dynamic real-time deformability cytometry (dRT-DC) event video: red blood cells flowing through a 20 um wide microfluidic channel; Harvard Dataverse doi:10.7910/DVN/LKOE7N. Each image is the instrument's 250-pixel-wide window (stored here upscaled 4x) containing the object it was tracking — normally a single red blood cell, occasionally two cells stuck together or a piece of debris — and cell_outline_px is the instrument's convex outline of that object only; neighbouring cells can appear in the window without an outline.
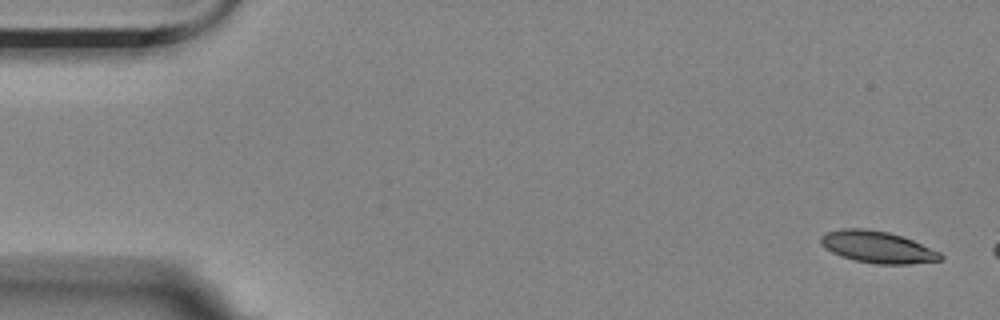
{"species": "Egyptian fruit bat (a non-hibernating species)", "species_latin": "Rousettus aegyptiacus", "temperature_condition": "room temperature", "stored_images_in_passage": 3, "camera_frame_rate_fps": 3000, "um_per_image_px": 0.085, "animal": {"sex": "female"}, "frame": {"image": 1, "passage_image": 1, "time_ms": 0.0, "image_size_px": [1000, 320], "cell_outline_px": [[944, 260], [912, 264], [876, 264], [856, 260], [840, 256], [824, 248], [820, 244], [820, 236], [824, 232], [844, 228], [860, 228], [888, 232], [912, 240], [940, 252], [944, 256]], "centroid_in_image_um": [74.57, 21.0], "position_along_channel_um": 10.4, "area_um2": 22.25}}